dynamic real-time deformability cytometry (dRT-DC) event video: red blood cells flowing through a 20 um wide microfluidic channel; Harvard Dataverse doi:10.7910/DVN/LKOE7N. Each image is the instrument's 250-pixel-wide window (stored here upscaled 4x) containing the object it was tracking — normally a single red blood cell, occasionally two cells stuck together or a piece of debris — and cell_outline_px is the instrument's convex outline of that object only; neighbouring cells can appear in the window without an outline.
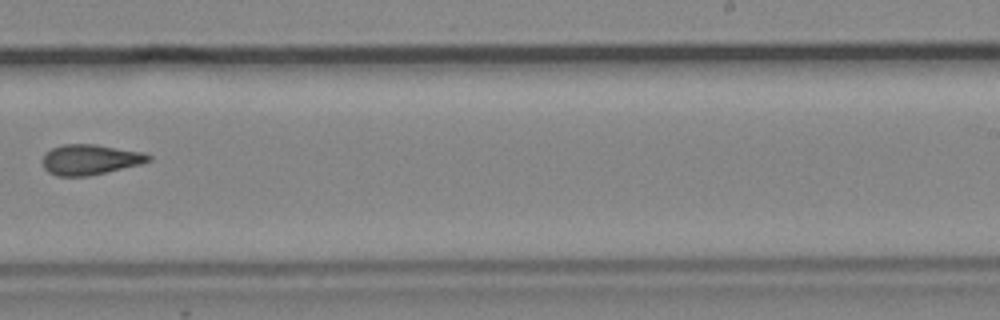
{"species": "common noctule bat (a hibernating species)", "species_latin": "Nyctalus noctula", "temperature_condition": "cold", "stored_images_in_passage": 9, "camera_frame_rate_fps": 3000, "um_per_image_px": 0.085, "animal": {"sex": "male", "body_mass_g": 19.2, "forearm_length_mm": 51.8}, "frame": {"image": 1, "passage_image": 9, "time_ms": 2.667, "image_size_px": [1000, 320], "cell_outline_px": [[152, 160], [140, 164], [88, 176], [56, 176], [48, 172], [44, 168], [40, 160], [52, 148], [64, 144], [96, 144], [144, 152], [152, 156]], "centroid_in_image_um": [7.65, 13.56], "position_along_channel_um": 281.3, "area_um2": 18.79}}